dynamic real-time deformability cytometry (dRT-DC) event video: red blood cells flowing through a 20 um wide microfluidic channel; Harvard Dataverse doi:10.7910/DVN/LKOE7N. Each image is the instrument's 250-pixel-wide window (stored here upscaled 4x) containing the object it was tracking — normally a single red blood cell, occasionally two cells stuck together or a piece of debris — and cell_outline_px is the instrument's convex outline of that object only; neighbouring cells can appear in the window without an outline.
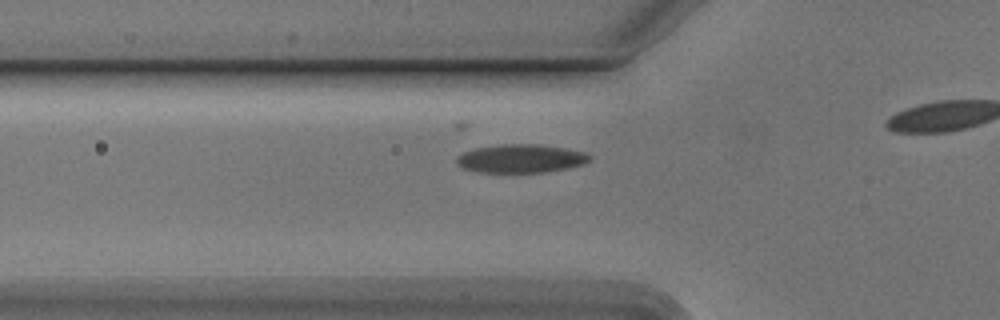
{"species": "Egyptian fruit bat (a non-hibernating species)", "species_latin": "Rousettus aegyptiacus", "temperature_condition": "cold", "stored_images_in_passage": 27, "camera_frame_rate_fps": 3000, "um_per_image_px": 0.085, "animal": {"sex": "male"}, "frame": {"image": 1, "passage_image": 2, "time_ms": 0.333, "image_size_px": [1000, 320], "cell_outline_px": [[592, 156], [584, 164], [568, 168], [544, 172], [476, 172], [464, 168], [456, 164], [456, 156], [464, 152], [476, 148], [500, 144], [540, 144], [564, 148], [584, 152]], "centroid_in_image_um": [44.25, 13.47], "position_along_channel_um": 81.5, "area_um2": 22.02}}
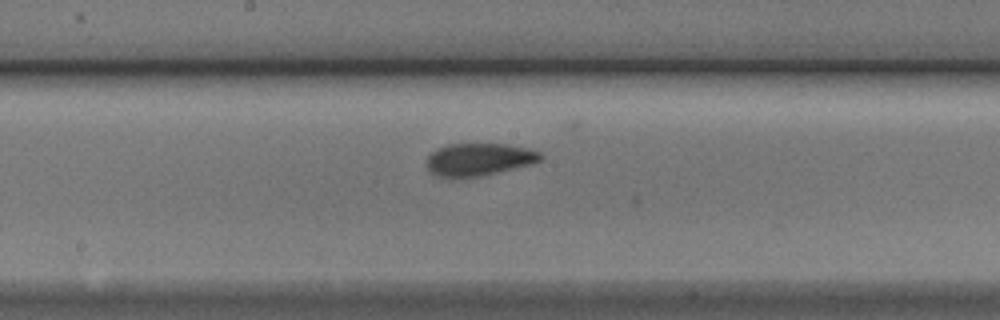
{"frame": {"image": 2, "passage_image": 12, "time_ms": 3.667, "image_size_px": [1000, 320], "cell_outline_px": [[544, 156], [540, 160], [532, 164], [480, 176], [456, 180], [448, 180], [436, 176], [428, 168], [428, 156], [436, 148], [448, 144], [504, 144], [528, 148], [540, 152]], "centroid_in_image_um": [40.67, 13.58], "position_along_channel_um": 207.5, "area_um2": 21.96}}
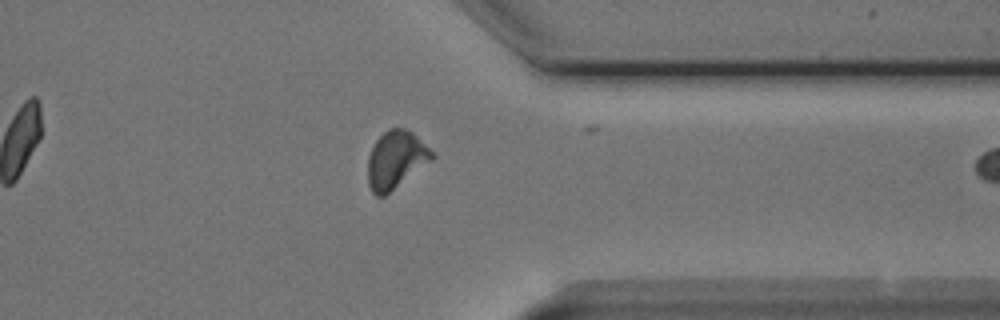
{"frame": {"image": 3, "passage_image": 26, "time_ms": 8.333, "image_size_px": [1000, 320], "cell_outline_px": [[436, 156], [432, 160], [384, 196], [376, 196], [372, 192], [368, 184], [368, 156], [376, 140], [388, 128], [404, 128], [412, 132]], "centroid_in_image_um": [33.62, 13.58], "position_along_channel_um": 377.8, "area_um2": 21.21}}